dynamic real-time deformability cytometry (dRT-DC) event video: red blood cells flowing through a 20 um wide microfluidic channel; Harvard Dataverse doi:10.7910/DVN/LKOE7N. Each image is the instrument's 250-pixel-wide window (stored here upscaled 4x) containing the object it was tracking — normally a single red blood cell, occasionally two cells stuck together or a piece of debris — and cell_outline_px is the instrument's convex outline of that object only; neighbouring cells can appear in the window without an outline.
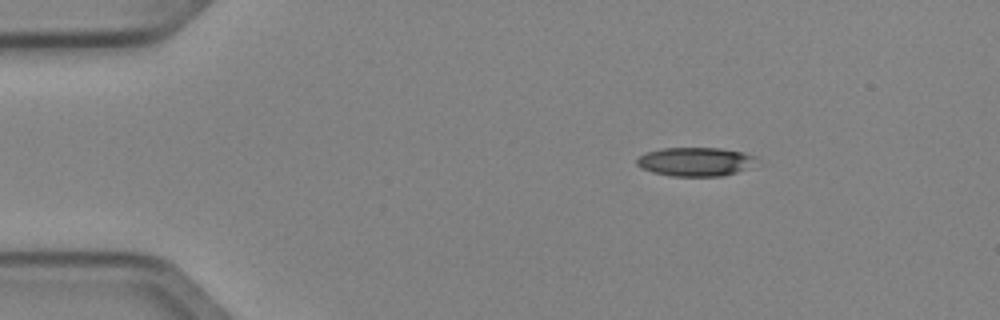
{"species": "Egyptian fruit bat (a non-hibernating species)", "species_latin": "Rousettus aegyptiacus", "temperature_condition": "cold", "stored_images_in_passage": 4, "camera_frame_rate_fps": 3000, "um_per_image_px": 0.085, "animal": {"sex": "female"}, "frame": {"image": 1, "passage_image": 2, "time_ms": 0.333, "image_size_px": [1000, 320], "cell_outline_px": [[756, 156], [736, 172], [720, 176], [672, 176], [652, 172], [640, 168], [636, 164], [636, 160], [640, 156], [648, 152], [664, 148], [720, 148], [744, 152]], "centroid_in_image_um": [58.98, 13.74], "position_along_channel_um": 26.0, "area_um2": 19.48}}